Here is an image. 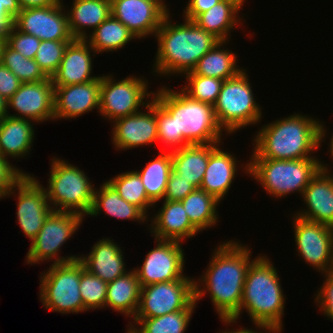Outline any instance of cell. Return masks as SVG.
Here are the masks:
<instances>
[{
    "instance_id": "6da1fadb",
    "label": "cell",
    "mask_w": 333,
    "mask_h": 333,
    "mask_svg": "<svg viewBox=\"0 0 333 333\" xmlns=\"http://www.w3.org/2000/svg\"><path fill=\"white\" fill-rule=\"evenodd\" d=\"M251 252L235 239L218 244L201 279L194 280L195 302L208 292L219 318L231 319L240 310L246 274L256 259Z\"/></svg>"
},
{
    "instance_id": "7a4b0ae2",
    "label": "cell",
    "mask_w": 333,
    "mask_h": 333,
    "mask_svg": "<svg viewBox=\"0 0 333 333\" xmlns=\"http://www.w3.org/2000/svg\"><path fill=\"white\" fill-rule=\"evenodd\" d=\"M317 120L294 112L261 126L254 136V149L250 158H316L313 151L321 148L327 134L324 123Z\"/></svg>"
},
{
    "instance_id": "3957f363",
    "label": "cell",
    "mask_w": 333,
    "mask_h": 333,
    "mask_svg": "<svg viewBox=\"0 0 333 333\" xmlns=\"http://www.w3.org/2000/svg\"><path fill=\"white\" fill-rule=\"evenodd\" d=\"M168 13L155 34L157 53L153 72L162 77L182 75L192 71L197 62L220 40L195 22L184 19L173 23ZM164 75V76H163Z\"/></svg>"
},
{
    "instance_id": "277c9868",
    "label": "cell",
    "mask_w": 333,
    "mask_h": 333,
    "mask_svg": "<svg viewBox=\"0 0 333 333\" xmlns=\"http://www.w3.org/2000/svg\"><path fill=\"white\" fill-rule=\"evenodd\" d=\"M283 291L274 264L266 255H258L246 274L240 310L231 319L220 320L224 325L233 326L245 310L254 325L272 328L281 333L286 303Z\"/></svg>"
},
{
    "instance_id": "5b68a950",
    "label": "cell",
    "mask_w": 333,
    "mask_h": 333,
    "mask_svg": "<svg viewBox=\"0 0 333 333\" xmlns=\"http://www.w3.org/2000/svg\"><path fill=\"white\" fill-rule=\"evenodd\" d=\"M153 98L176 120L177 135L189 144L222 143L223 130L219 126L212 105L196 101L168 86H160Z\"/></svg>"
},
{
    "instance_id": "8992f818",
    "label": "cell",
    "mask_w": 333,
    "mask_h": 333,
    "mask_svg": "<svg viewBox=\"0 0 333 333\" xmlns=\"http://www.w3.org/2000/svg\"><path fill=\"white\" fill-rule=\"evenodd\" d=\"M243 171L260 183L264 191L278 199L295 191L302 196L311 179L322 168L317 158L278 160L251 158Z\"/></svg>"
},
{
    "instance_id": "52a82bcc",
    "label": "cell",
    "mask_w": 333,
    "mask_h": 333,
    "mask_svg": "<svg viewBox=\"0 0 333 333\" xmlns=\"http://www.w3.org/2000/svg\"><path fill=\"white\" fill-rule=\"evenodd\" d=\"M47 199L53 211L75 212L88 216L95 187L82 169L56 156L51 160Z\"/></svg>"
},
{
    "instance_id": "ba28073f",
    "label": "cell",
    "mask_w": 333,
    "mask_h": 333,
    "mask_svg": "<svg viewBox=\"0 0 333 333\" xmlns=\"http://www.w3.org/2000/svg\"><path fill=\"white\" fill-rule=\"evenodd\" d=\"M246 69L237 76L224 80L213 106L219 126L225 134H233L246 126L260 123L262 111L253 95Z\"/></svg>"
},
{
    "instance_id": "9c48e42d",
    "label": "cell",
    "mask_w": 333,
    "mask_h": 333,
    "mask_svg": "<svg viewBox=\"0 0 333 333\" xmlns=\"http://www.w3.org/2000/svg\"><path fill=\"white\" fill-rule=\"evenodd\" d=\"M85 270L79 259L66 263H51L40 275L39 296L43 307L62 315L86 312L79 290L81 274Z\"/></svg>"
},
{
    "instance_id": "30bf717a",
    "label": "cell",
    "mask_w": 333,
    "mask_h": 333,
    "mask_svg": "<svg viewBox=\"0 0 333 333\" xmlns=\"http://www.w3.org/2000/svg\"><path fill=\"white\" fill-rule=\"evenodd\" d=\"M142 77L137 78V76L132 75L116 81L113 74L109 73L106 76L103 74L101 76L99 97L100 115L106 120H110L109 122H113L118 118L139 112L141 108L146 107L154 93L148 91L149 83Z\"/></svg>"
},
{
    "instance_id": "8fae6325",
    "label": "cell",
    "mask_w": 333,
    "mask_h": 333,
    "mask_svg": "<svg viewBox=\"0 0 333 333\" xmlns=\"http://www.w3.org/2000/svg\"><path fill=\"white\" fill-rule=\"evenodd\" d=\"M85 219L75 212L52 211L37 234L31 241L26 254L28 264L51 260L53 264L66 263L79 259V255L59 256L61 246L71 238Z\"/></svg>"
},
{
    "instance_id": "7c38bea8",
    "label": "cell",
    "mask_w": 333,
    "mask_h": 333,
    "mask_svg": "<svg viewBox=\"0 0 333 333\" xmlns=\"http://www.w3.org/2000/svg\"><path fill=\"white\" fill-rule=\"evenodd\" d=\"M194 279L185 275L175 281L142 286L134 318L161 317L187 310L195 302Z\"/></svg>"
},
{
    "instance_id": "4fadbf2b",
    "label": "cell",
    "mask_w": 333,
    "mask_h": 333,
    "mask_svg": "<svg viewBox=\"0 0 333 333\" xmlns=\"http://www.w3.org/2000/svg\"><path fill=\"white\" fill-rule=\"evenodd\" d=\"M292 219L299 256L319 272L333 271V227L296 215Z\"/></svg>"
},
{
    "instance_id": "5bb4252c",
    "label": "cell",
    "mask_w": 333,
    "mask_h": 333,
    "mask_svg": "<svg viewBox=\"0 0 333 333\" xmlns=\"http://www.w3.org/2000/svg\"><path fill=\"white\" fill-rule=\"evenodd\" d=\"M37 180L34 175L26 174L3 197L17 195V222L24 236L31 241L37 236L44 221L53 211L47 199L45 187Z\"/></svg>"
},
{
    "instance_id": "9a60e30c",
    "label": "cell",
    "mask_w": 333,
    "mask_h": 333,
    "mask_svg": "<svg viewBox=\"0 0 333 333\" xmlns=\"http://www.w3.org/2000/svg\"><path fill=\"white\" fill-rule=\"evenodd\" d=\"M155 240L156 247L146 254L142 266L134 268L141 287L160 282H170L184 277V249L182 243Z\"/></svg>"
},
{
    "instance_id": "2e32d148",
    "label": "cell",
    "mask_w": 333,
    "mask_h": 333,
    "mask_svg": "<svg viewBox=\"0 0 333 333\" xmlns=\"http://www.w3.org/2000/svg\"><path fill=\"white\" fill-rule=\"evenodd\" d=\"M63 2L60 0L53 6L22 9L14 18L13 26L40 40L73 41L75 38L70 32Z\"/></svg>"
},
{
    "instance_id": "e0dca14e",
    "label": "cell",
    "mask_w": 333,
    "mask_h": 333,
    "mask_svg": "<svg viewBox=\"0 0 333 333\" xmlns=\"http://www.w3.org/2000/svg\"><path fill=\"white\" fill-rule=\"evenodd\" d=\"M164 0H111V15L141 40L155 36L170 12Z\"/></svg>"
},
{
    "instance_id": "ac0fdd59",
    "label": "cell",
    "mask_w": 333,
    "mask_h": 333,
    "mask_svg": "<svg viewBox=\"0 0 333 333\" xmlns=\"http://www.w3.org/2000/svg\"><path fill=\"white\" fill-rule=\"evenodd\" d=\"M144 109L147 112L140 110L111 122L113 124L111 140L116 150H130L144 145L152 147L158 142L156 100L152 98Z\"/></svg>"
},
{
    "instance_id": "d6986e66",
    "label": "cell",
    "mask_w": 333,
    "mask_h": 333,
    "mask_svg": "<svg viewBox=\"0 0 333 333\" xmlns=\"http://www.w3.org/2000/svg\"><path fill=\"white\" fill-rule=\"evenodd\" d=\"M10 107L17 112L16 115L9 113ZM7 112L8 116L29 119L39 124L54 120V86L51 78L21 83L19 89L7 101Z\"/></svg>"
},
{
    "instance_id": "ffe728a7",
    "label": "cell",
    "mask_w": 333,
    "mask_h": 333,
    "mask_svg": "<svg viewBox=\"0 0 333 333\" xmlns=\"http://www.w3.org/2000/svg\"><path fill=\"white\" fill-rule=\"evenodd\" d=\"M101 76L93 81L54 86V120L77 118L97 108L99 113Z\"/></svg>"
},
{
    "instance_id": "44dd1931",
    "label": "cell",
    "mask_w": 333,
    "mask_h": 333,
    "mask_svg": "<svg viewBox=\"0 0 333 333\" xmlns=\"http://www.w3.org/2000/svg\"><path fill=\"white\" fill-rule=\"evenodd\" d=\"M328 166L322 162V168L303 191L302 201L307 209L294 215L333 227V173L329 172Z\"/></svg>"
},
{
    "instance_id": "7402d4cb",
    "label": "cell",
    "mask_w": 333,
    "mask_h": 333,
    "mask_svg": "<svg viewBox=\"0 0 333 333\" xmlns=\"http://www.w3.org/2000/svg\"><path fill=\"white\" fill-rule=\"evenodd\" d=\"M85 39H74L64 52L57 71L52 75L53 86H67L93 81L99 77L93 76V58L97 55ZM91 52L93 54H91Z\"/></svg>"
},
{
    "instance_id": "603a6c76",
    "label": "cell",
    "mask_w": 333,
    "mask_h": 333,
    "mask_svg": "<svg viewBox=\"0 0 333 333\" xmlns=\"http://www.w3.org/2000/svg\"><path fill=\"white\" fill-rule=\"evenodd\" d=\"M154 217L151 216L150 234L161 240L183 243L187 238L194 237L199 231L191 224L181 201L163 200Z\"/></svg>"
},
{
    "instance_id": "cb8c5ba5",
    "label": "cell",
    "mask_w": 333,
    "mask_h": 333,
    "mask_svg": "<svg viewBox=\"0 0 333 333\" xmlns=\"http://www.w3.org/2000/svg\"><path fill=\"white\" fill-rule=\"evenodd\" d=\"M123 255L121 247L107 237L94 243L91 252L79 260L90 274L109 283L128 272Z\"/></svg>"
},
{
    "instance_id": "d4e9b609",
    "label": "cell",
    "mask_w": 333,
    "mask_h": 333,
    "mask_svg": "<svg viewBox=\"0 0 333 333\" xmlns=\"http://www.w3.org/2000/svg\"><path fill=\"white\" fill-rule=\"evenodd\" d=\"M224 151L218 145L210 153L200 187L220 202L224 200L223 198L229 192L238 172L237 162H240L235 154L232 155L231 152Z\"/></svg>"
},
{
    "instance_id": "484cf974",
    "label": "cell",
    "mask_w": 333,
    "mask_h": 333,
    "mask_svg": "<svg viewBox=\"0 0 333 333\" xmlns=\"http://www.w3.org/2000/svg\"><path fill=\"white\" fill-rule=\"evenodd\" d=\"M34 121L5 116L0 121V155L6 158H25L34 143Z\"/></svg>"
},
{
    "instance_id": "4316f807",
    "label": "cell",
    "mask_w": 333,
    "mask_h": 333,
    "mask_svg": "<svg viewBox=\"0 0 333 333\" xmlns=\"http://www.w3.org/2000/svg\"><path fill=\"white\" fill-rule=\"evenodd\" d=\"M222 143L190 144L171 151L172 169L195 188L201 187L210 153Z\"/></svg>"
},
{
    "instance_id": "83f0119b",
    "label": "cell",
    "mask_w": 333,
    "mask_h": 333,
    "mask_svg": "<svg viewBox=\"0 0 333 333\" xmlns=\"http://www.w3.org/2000/svg\"><path fill=\"white\" fill-rule=\"evenodd\" d=\"M71 4L67 16L75 39H86L87 29L93 32L111 15V0H73Z\"/></svg>"
},
{
    "instance_id": "f1b7e54d",
    "label": "cell",
    "mask_w": 333,
    "mask_h": 333,
    "mask_svg": "<svg viewBox=\"0 0 333 333\" xmlns=\"http://www.w3.org/2000/svg\"><path fill=\"white\" fill-rule=\"evenodd\" d=\"M101 211L118 220H132L139 223L149 221V218L138 207L120 197L108 181L100 185V189L95 188L93 204L88 215L96 217Z\"/></svg>"
},
{
    "instance_id": "f546056e",
    "label": "cell",
    "mask_w": 333,
    "mask_h": 333,
    "mask_svg": "<svg viewBox=\"0 0 333 333\" xmlns=\"http://www.w3.org/2000/svg\"><path fill=\"white\" fill-rule=\"evenodd\" d=\"M140 294V282L136 272L131 269L108 283L105 308L110 307L113 311L115 310L114 312L133 319L138 309Z\"/></svg>"
},
{
    "instance_id": "4dcf8cb0",
    "label": "cell",
    "mask_w": 333,
    "mask_h": 333,
    "mask_svg": "<svg viewBox=\"0 0 333 333\" xmlns=\"http://www.w3.org/2000/svg\"><path fill=\"white\" fill-rule=\"evenodd\" d=\"M240 10L241 8L234 2L221 0L209 10L199 14L193 22L206 32L212 33L220 41L228 42L231 36L230 31L242 23L238 16Z\"/></svg>"
},
{
    "instance_id": "1f68e13d",
    "label": "cell",
    "mask_w": 333,
    "mask_h": 333,
    "mask_svg": "<svg viewBox=\"0 0 333 333\" xmlns=\"http://www.w3.org/2000/svg\"><path fill=\"white\" fill-rule=\"evenodd\" d=\"M227 41L218 42L196 64L192 71L185 74H197L227 80L237 76L243 68L238 63L237 54L224 49Z\"/></svg>"
},
{
    "instance_id": "d6a6232c",
    "label": "cell",
    "mask_w": 333,
    "mask_h": 333,
    "mask_svg": "<svg viewBox=\"0 0 333 333\" xmlns=\"http://www.w3.org/2000/svg\"><path fill=\"white\" fill-rule=\"evenodd\" d=\"M133 39L134 34L118 19L110 15L92 33L86 37V41L93 48L94 52H113L122 49Z\"/></svg>"
},
{
    "instance_id": "836d02e7",
    "label": "cell",
    "mask_w": 333,
    "mask_h": 333,
    "mask_svg": "<svg viewBox=\"0 0 333 333\" xmlns=\"http://www.w3.org/2000/svg\"><path fill=\"white\" fill-rule=\"evenodd\" d=\"M191 224L200 232L215 227L219 221L218 201L201 188H196L181 201Z\"/></svg>"
},
{
    "instance_id": "e575fe53",
    "label": "cell",
    "mask_w": 333,
    "mask_h": 333,
    "mask_svg": "<svg viewBox=\"0 0 333 333\" xmlns=\"http://www.w3.org/2000/svg\"><path fill=\"white\" fill-rule=\"evenodd\" d=\"M172 170L171 151H160L146 166L136 172L142 179L147 197L156 205L163 200L170 172Z\"/></svg>"
},
{
    "instance_id": "d590c367",
    "label": "cell",
    "mask_w": 333,
    "mask_h": 333,
    "mask_svg": "<svg viewBox=\"0 0 333 333\" xmlns=\"http://www.w3.org/2000/svg\"><path fill=\"white\" fill-rule=\"evenodd\" d=\"M196 305L194 302L187 310H179L161 317L133 318L135 322L130 321L128 327L133 333H184L195 308L198 307Z\"/></svg>"
},
{
    "instance_id": "8d00e7d4",
    "label": "cell",
    "mask_w": 333,
    "mask_h": 333,
    "mask_svg": "<svg viewBox=\"0 0 333 333\" xmlns=\"http://www.w3.org/2000/svg\"><path fill=\"white\" fill-rule=\"evenodd\" d=\"M125 201L138 207L149 219L147 214L154 203L147 197L142 179L135 170L119 173L107 180Z\"/></svg>"
},
{
    "instance_id": "74e56055",
    "label": "cell",
    "mask_w": 333,
    "mask_h": 333,
    "mask_svg": "<svg viewBox=\"0 0 333 333\" xmlns=\"http://www.w3.org/2000/svg\"><path fill=\"white\" fill-rule=\"evenodd\" d=\"M1 63L14 73L22 83L38 82L49 78L34 59L24 57L7 44L2 50Z\"/></svg>"
},
{
    "instance_id": "f35d334b",
    "label": "cell",
    "mask_w": 333,
    "mask_h": 333,
    "mask_svg": "<svg viewBox=\"0 0 333 333\" xmlns=\"http://www.w3.org/2000/svg\"><path fill=\"white\" fill-rule=\"evenodd\" d=\"M186 86L181 90L191 99L215 105L224 80L197 74H184Z\"/></svg>"
},
{
    "instance_id": "ab89813d",
    "label": "cell",
    "mask_w": 333,
    "mask_h": 333,
    "mask_svg": "<svg viewBox=\"0 0 333 333\" xmlns=\"http://www.w3.org/2000/svg\"><path fill=\"white\" fill-rule=\"evenodd\" d=\"M107 285L108 283L87 270L81 274L79 290L86 311L105 309Z\"/></svg>"
},
{
    "instance_id": "60d3db41",
    "label": "cell",
    "mask_w": 333,
    "mask_h": 333,
    "mask_svg": "<svg viewBox=\"0 0 333 333\" xmlns=\"http://www.w3.org/2000/svg\"><path fill=\"white\" fill-rule=\"evenodd\" d=\"M156 121L158 131V142L168 146L162 149L166 151L171 148V151L180 149L190 145L183 135H177L176 120L173 118L157 101H156Z\"/></svg>"
},
{
    "instance_id": "b9f144b4",
    "label": "cell",
    "mask_w": 333,
    "mask_h": 333,
    "mask_svg": "<svg viewBox=\"0 0 333 333\" xmlns=\"http://www.w3.org/2000/svg\"><path fill=\"white\" fill-rule=\"evenodd\" d=\"M70 42L72 41L41 40L34 60L48 77L51 78L57 71Z\"/></svg>"
},
{
    "instance_id": "7bdbcfd3",
    "label": "cell",
    "mask_w": 333,
    "mask_h": 333,
    "mask_svg": "<svg viewBox=\"0 0 333 333\" xmlns=\"http://www.w3.org/2000/svg\"><path fill=\"white\" fill-rule=\"evenodd\" d=\"M41 40L33 35L22 33L14 26L6 39V44L28 59H34Z\"/></svg>"
},
{
    "instance_id": "ee69618b",
    "label": "cell",
    "mask_w": 333,
    "mask_h": 333,
    "mask_svg": "<svg viewBox=\"0 0 333 333\" xmlns=\"http://www.w3.org/2000/svg\"><path fill=\"white\" fill-rule=\"evenodd\" d=\"M12 165L0 155V198H3L28 173Z\"/></svg>"
},
{
    "instance_id": "f6af8a7d",
    "label": "cell",
    "mask_w": 333,
    "mask_h": 333,
    "mask_svg": "<svg viewBox=\"0 0 333 333\" xmlns=\"http://www.w3.org/2000/svg\"><path fill=\"white\" fill-rule=\"evenodd\" d=\"M323 285L317 290L314 302L319 305L320 312L328 319L333 320V271L323 273ZM318 303V304H317Z\"/></svg>"
},
{
    "instance_id": "bcb514c9",
    "label": "cell",
    "mask_w": 333,
    "mask_h": 333,
    "mask_svg": "<svg viewBox=\"0 0 333 333\" xmlns=\"http://www.w3.org/2000/svg\"><path fill=\"white\" fill-rule=\"evenodd\" d=\"M195 189L196 188L189 181L179 177V175L172 169L163 200L182 201Z\"/></svg>"
},
{
    "instance_id": "7dc6e473",
    "label": "cell",
    "mask_w": 333,
    "mask_h": 333,
    "mask_svg": "<svg viewBox=\"0 0 333 333\" xmlns=\"http://www.w3.org/2000/svg\"><path fill=\"white\" fill-rule=\"evenodd\" d=\"M21 83L14 73L0 63V96L8 101L19 89Z\"/></svg>"
},
{
    "instance_id": "c3c4849f",
    "label": "cell",
    "mask_w": 333,
    "mask_h": 333,
    "mask_svg": "<svg viewBox=\"0 0 333 333\" xmlns=\"http://www.w3.org/2000/svg\"><path fill=\"white\" fill-rule=\"evenodd\" d=\"M221 0H189L183 10V19L193 21L199 14L209 10Z\"/></svg>"
},
{
    "instance_id": "681fc988",
    "label": "cell",
    "mask_w": 333,
    "mask_h": 333,
    "mask_svg": "<svg viewBox=\"0 0 333 333\" xmlns=\"http://www.w3.org/2000/svg\"><path fill=\"white\" fill-rule=\"evenodd\" d=\"M14 18L9 13H0V38L6 40L13 28Z\"/></svg>"
},
{
    "instance_id": "f907efd6",
    "label": "cell",
    "mask_w": 333,
    "mask_h": 333,
    "mask_svg": "<svg viewBox=\"0 0 333 333\" xmlns=\"http://www.w3.org/2000/svg\"><path fill=\"white\" fill-rule=\"evenodd\" d=\"M21 10L18 0H0V13H9L15 18Z\"/></svg>"
},
{
    "instance_id": "816d5d0a",
    "label": "cell",
    "mask_w": 333,
    "mask_h": 333,
    "mask_svg": "<svg viewBox=\"0 0 333 333\" xmlns=\"http://www.w3.org/2000/svg\"><path fill=\"white\" fill-rule=\"evenodd\" d=\"M60 0H18L21 9L56 5Z\"/></svg>"
},
{
    "instance_id": "f5cc1de1",
    "label": "cell",
    "mask_w": 333,
    "mask_h": 333,
    "mask_svg": "<svg viewBox=\"0 0 333 333\" xmlns=\"http://www.w3.org/2000/svg\"><path fill=\"white\" fill-rule=\"evenodd\" d=\"M255 327L259 330H261L260 332H257L252 328V329H246L245 327L240 328V329H234L231 331L225 329V331L223 330V332L221 331V333H263L262 330L264 331V333H277L274 329L272 328H268V327H264V326H260V325H255ZM266 331V332H265Z\"/></svg>"
},
{
    "instance_id": "db71d44e",
    "label": "cell",
    "mask_w": 333,
    "mask_h": 333,
    "mask_svg": "<svg viewBox=\"0 0 333 333\" xmlns=\"http://www.w3.org/2000/svg\"><path fill=\"white\" fill-rule=\"evenodd\" d=\"M7 115V100L0 96V120Z\"/></svg>"
},
{
    "instance_id": "11a10c76",
    "label": "cell",
    "mask_w": 333,
    "mask_h": 333,
    "mask_svg": "<svg viewBox=\"0 0 333 333\" xmlns=\"http://www.w3.org/2000/svg\"><path fill=\"white\" fill-rule=\"evenodd\" d=\"M6 44V40L0 38V63H1V57H2V50L4 45Z\"/></svg>"
},
{
    "instance_id": "9f6ffc18",
    "label": "cell",
    "mask_w": 333,
    "mask_h": 333,
    "mask_svg": "<svg viewBox=\"0 0 333 333\" xmlns=\"http://www.w3.org/2000/svg\"><path fill=\"white\" fill-rule=\"evenodd\" d=\"M330 140V143H329V152L331 153V158L333 159V134L331 136V138L329 139Z\"/></svg>"
},
{
    "instance_id": "6f0895ef",
    "label": "cell",
    "mask_w": 333,
    "mask_h": 333,
    "mask_svg": "<svg viewBox=\"0 0 333 333\" xmlns=\"http://www.w3.org/2000/svg\"><path fill=\"white\" fill-rule=\"evenodd\" d=\"M229 1H232L234 2L238 7L242 8V6L244 5L245 3V0H229Z\"/></svg>"
},
{
    "instance_id": "680465c9",
    "label": "cell",
    "mask_w": 333,
    "mask_h": 333,
    "mask_svg": "<svg viewBox=\"0 0 333 333\" xmlns=\"http://www.w3.org/2000/svg\"><path fill=\"white\" fill-rule=\"evenodd\" d=\"M126 333H133V332L128 328Z\"/></svg>"
}]
</instances>
